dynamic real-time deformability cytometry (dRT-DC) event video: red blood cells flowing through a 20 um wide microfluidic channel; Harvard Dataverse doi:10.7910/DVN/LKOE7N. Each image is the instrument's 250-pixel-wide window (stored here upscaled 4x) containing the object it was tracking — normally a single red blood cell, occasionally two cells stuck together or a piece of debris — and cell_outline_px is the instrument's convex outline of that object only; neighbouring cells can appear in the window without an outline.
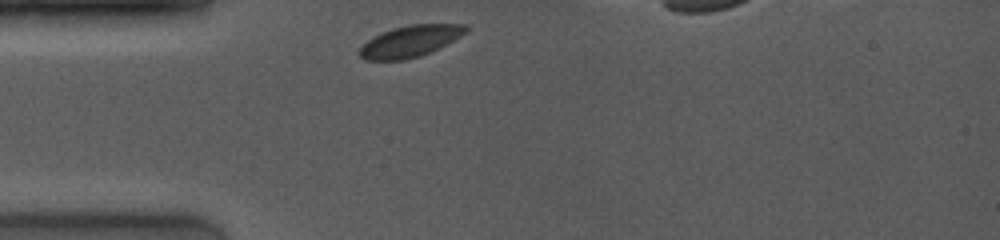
{"species": "common noctule bat (a hibernating species)", "species_latin": "Nyctalus noctula", "temperature_condition": "room temperature", "stored_images_in_passage": 6, "camera_frame_rate_fps": 4000, "um_per_image_px": 0.085, "animal": {"sex": "female", "body_mass_g": 19.0, "forearm_length_mm": 53.3}, "frame": {"image": 1, "passage_image": 1, "time_ms": 0.0, "image_size_px": [1000, 240], "cell_outline_px": [[468, 28], [460, 36], [420, 56], [404, 60], [364, 60], [356, 52], [368, 40], [392, 28], [412, 24], [468, 24]], "centroid_in_image_um": [34.82, 3.51], "position_along_channel_um": 50.2, "area_um2": 19.07}}
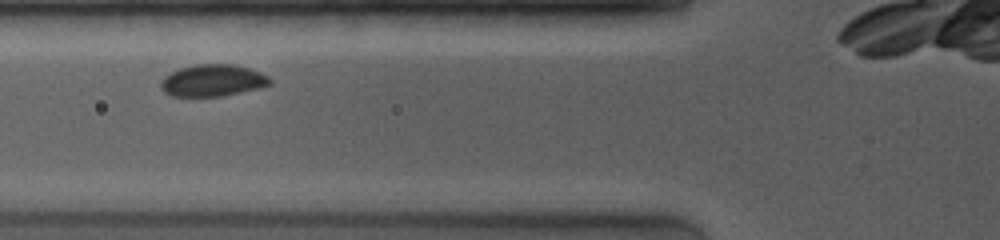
{"frame": {"image": 2, "passage_image": 4, "time_ms": 1.75, "image_size_px": [1000, 240], "cell_outline_px": [[272, 84], [260, 88], [220, 96], [172, 96], [164, 92], [160, 88], [160, 80], [164, 76], [180, 68], [196, 64], [232, 64], [248, 68], [260, 72], [268, 76], [272, 80]], "centroid_in_image_um": [18.07, 6.84], "position_along_channel_um": 107.7, "area_um2": 20.29}}